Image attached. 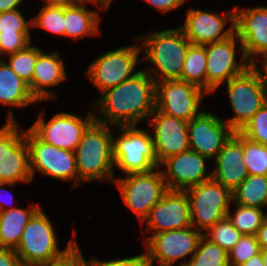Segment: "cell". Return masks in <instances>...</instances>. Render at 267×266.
<instances>
[{
  "label": "cell",
  "mask_w": 267,
  "mask_h": 266,
  "mask_svg": "<svg viewBox=\"0 0 267 266\" xmlns=\"http://www.w3.org/2000/svg\"><path fill=\"white\" fill-rule=\"evenodd\" d=\"M38 102L32 95L28 83L21 79L0 59V105L24 108Z\"/></svg>",
  "instance_id": "25"
},
{
  "label": "cell",
  "mask_w": 267,
  "mask_h": 266,
  "mask_svg": "<svg viewBox=\"0 0 267 266\" xmlns=\"http://www.w3.org/2000/svg\"><path fill=\"white\" fill-rule=\"evenodd\" d=\"M235 205L237 206L236 211L232 214L229 209L226 215L227 218L240 233L256 235L266 214L261 208L248 207L240 204Z\"/></svg>",
  "instance_id": "29"
},
{
  "label": "cell",
  "mask_w": 267,
  "mask_h": 266,
  "mask_svg": "<svg viewBox=\"0 0 267 266\" xmlns=\"http://www.w3.org/2000/svg\"><path fill=\"white\" fill-rule=\"evenodd\" d=\"M214 160L212 178L233 192L249 175L243 160V135L234 132Z\"/></svg>",
  "instance_id": "22"
},
{
  "label": "cell",
  "mask_w": 267,
  "mask_h": 266,
  "mask_svg": "<svg viewBox=\"0 0 267 266\" xmlns=\"http://www.w3.org/2000/svg\"><path fill=\"white\" fill-rule=\"evenodd\" d=\"M261 251L255 235L243 234L228 252L229 266H239Z\"/></svg>",
  "instance_id": "35"
},
{
  "label": "cell",
  "mask_w": 267,
  "mask_h": 266,
  "mask_svg": "<svg viewBox=\"0 0 267 266\" xmlns=\"http://www.w3.org/2000/svg\"><path fill=\"white\" fill-rule=\"evenodd\" d=\"M147 4L149 3L153 8L159 10V12L168 13L174 9L179 8L183 5L186 0H144Z\"/></svg>",
  "instance_id": "40"
},
{
  "label": "cell",
  "mask_w": 267,
  "mask_h": 266,
  "mask_svg": "<svg viewBox=\"0 0 267 266\" xmlns=\"http://www.w3.org/2000/svg\"><path fill=\"white\" fill-rule=\"evenodd\" d=\"M77 266H96L91 260L86 262L78 243H77Z\"/></svg>",
  "instance_id": "49"
},
{
  "label": "cell",
  "mask_w": 267,
  "mask_h": 266,
  "mask_svg": "<svg viewBox=\"0 0 267 266\" xmlns=\"http://www.w3.org/2000/svg\"><path fill=\"white\" fill-rule=\"evenodd\" d=\"M147 124L154 127L151 136L159 164L172 155L189 150L188 122L166 115L155 108Z\"/></svg>",
  "instance_id": "20"
},
{
  "label": "cell",
  "mask_w": 267,
  "mask_h": 266,
  "mask_svg": "<svg viewBox=\"0 0 267 266\" xmlns=\"http://www.w3.org/2000/svg\"><path fill=\"white\" fill-rule=\"evenodd\" d=\"M91 261L96 266H150L145 253L123 259H113L110 261H101L98 258H93Z\"/></svg>",
  "instance_id": "39"
},
{
  "label": "cell",
  "mask_w": 267,
  "mask_h": 266,
  "mask_svg": "<svg viewBox=\"0 0 267 266\" xmlns=\"http://www.w3.org/2000/svg\"><path fill=\"white\" fill-rule=\"evenodd\" d=\"M141 37H139L143 40L141 49L145 55L143 59L153 65L152 70L147 68L145 71L155 82L181 80L186 53L191 44L182 29L175 27L152 34L146 33Z\"/></svg>",
  "instance_id": "3"
},
{
  "label": "cell",
  "mask_w": 267,
  "mask_h": 266,
  "mask_svg": "<svg viewBox=\"0 0 267 266\" xmlns=\"http://www.w3.org/2000/svg\"><path fill=\"white\" fill-rule=\"evenodd\" d=\"M256 239L257 242L259 243L260 249L267 250V216L263 220L262 225L260 228L257 230L256 233Z\"/></svg>",
  "instance_id": "43"
},
{
  "label": "cell",
  "mask_w": 267,
  "mask_h": 266,
  "mask_svg": "<svg viewBox=\"0 0 267 266\" xmlns=\"http://www.w3.org/2000/svg\"><path fill=\"white\" fill-rule=\"evenodd\" d=\"M237 42L242 44L237 34L229 38L204 45L206 49V93H214L218 87L231 78L242 74L251 64L243 55L241 62L236 59Z\"/></svg>",
  "instance_id": "14"
},
{
  "label": "cell",
  "mask_w": 267,
  "mask_h": 266,
  "mask_svg": "<svg viewBox=\"0 0 267 266\" xmlns=\"http://www.w3.org/2000/svg\"><path fill=\"white\" fill-rule=\"evenodd\" d=\"M136 44L120 47L97 57L87 70V76L100 92L115 87L133 78L139 71L134 72L137 64L141 63L140 46Z\"/></svg>",
  "instance_id": "11"
},
{
  "label": "cell",
  "mask_w": 267,
  "mask_h": 266,
  "mask_svg": "<svg viewBox=\"0 0 267 266\" xmlns=\"http://www.w3.org/2000/svg\"><path fill=\"white\" fill-rule=\"evenodd\" d=\"M159 168L146 173L127 174V177L117 178L113 182L116 183L125 205L138 216L141 223L168 190Z\"/></svg>",
  "instance_id": "9"
},
{
  "label": "cell",
  "mask_w": 267,
  "mask_h": 266,
  "mask_svg": "<svg viewBox=\"0 0 267 266\" xmlns=\"http://www.w3.org/2000/svg\"><path fill=\"white\" fill-rule=\"evenodd\" d=\"M191 210V225L202 233L226 217L232 192L213 178L185 190Z\"/></svg>",
  "instance_id": "8"
},
{
  "label": "cell",
  "mask_w": 267,
  "mask_h": 266,
  "mask_svg": "<svg viewBox=\"0 0 267 266\" xmlns=\"http://www.w3.org/2000/svg\"><path fill=\"white\" fill-rule=\"evenodd\" d=\"M203 235L228 253L243 234L233 226L226 216L222 220L216 222L204 232Z\"/></svg>",
  "instance_id": "33"
},
{
  "label": "cell",
  "mask_w": 267,
  "mask_h": 266,
  "mask_svg": "<svg viewBox=\"0 0 267 266\" xmlns=\"http://www.w3.org/2000/svg\"><path fill=\"white\" fill-rule=\"evenodd\" d=\"M267 199V176L249 174L232 192V203L263 208Z\"/></svg>",
  "instance_id": "27"
},
{
  "label": "cell",
  "mask_w": 267,
  "mask_h": 266,
  "mask_svg": "<svg viewBox=\"0 0 267 266\" xmlns=\"http://www.w3.org/2000/svg\"><path fill=\"white\" fill-rule=\"evenodd\" d=\"M30 26L19 9L0 13V34L30 33Z\"/></svg>",
  "instance_id": "37"
},
{
  "label": "cell",
  "mask_w": 267,
  "mask_h": 266,
  "mask_svg": "<svg viewBox=\"0 0 267 266\" xmlns=\"http://www.w3.org/2000/svg\"><path fill=\"white\" fill-rule=\"evenodd\" d=\"M233 133L223 119L202 111L188 122L189 149L211 160Z\"/></svg>",
  "instance_id": "18"
},
{
  "label": "cell",
  "mask_w": 267,
  "mask_h": 266,
  "mask_svg": "<svg viewBox=\"0 0 267 266\" xmlns=\"http://www.w3.org/2000/svg\"><path fill=\"white\" fill-rule=\"evenodd\" d=\"M240 133L251 141L267 146V102L252 116Z\"/></svg>",
  "instance_id": "36"
},
{
  "label": "cell",
  "mask_w": 267,
  "mask_h": 266,
  "mask_svg": "<svg viewBox=\"0 0 267 266\" xmlns=\"http://www.w3.org/2000/svg\"><path fill=\"white\" fill-rule=\"evenodd\" d=\"M243 160L248 174L267 176V146L243 136Z\"/></svg>",
  "instance_id": "32"
},
{
  "label": "cell",
  "mask_w": 267,
  "mask_h": 266,
  "mask_svg": "<svg viewBox=\"0 0 267 266\" xmlns=\"http://www.w3.org/2000/svg\"><path fill=\"white\" fill-rule=\"evenodd\" d=\"M257 62L261 65L260 67H259ZM253 66H254V68L257 69L258 73L260 74V77H261V80L263 83V87H264V91H265L266 97H267V57H264L263 59H261L260 62L256 61L253 64ZM261 68H263V69H261Z\"/></svg>",
  "instance_id": "44"
},
{
  "label": "cell",
  "mask_w": 267,
  "mask_h": 266,
  "mask_svg": "<svg viewBox=\"0 0 267 266\" xmlns=\"http://www.w3.org/2000/svg\"><path fill=\"white\" fill-rule=\"evenodd\" d=\"M209 159L193 150L172 155L160 163L165 166L162 171L165 184L169 190L185 191L212 178L206 174V161Z\"/></svg>",
  "instance_id": "21"
},
{
  "label": "cell",
  "mask_w": 267,
  "mask_h": 266,
  "mask_svg": "<svg viewBox=\"0 0 267 266\" xmlns=\"http://www.w3.org/2000/svg\"><path fill=\"white\" fill-rule=\"evenodd\" d=\"M11 186V187H13V185H15V184H11V183H1L0 182V193L4 190L3 189V186ZM10 194V193H9ZM3 199V198H2ZM14 198H13V195L12 196H10V197H8V199H6V197L3 199L4 200V202L2 201V200H0V211H6V210H8V209H10L8 206H6V205H8V204H12L13 205V203L11 202L12 200H13ZM8 202H11V203H8ZM7 208V209H6Z\"/></svg>",
  "instance_id": "47"
},
{
  "label": "cell",
  "mask_w": 267,
  "mask_h": 266,
  "mask_svg": "<svg viewBox=\"0 0 267 266\" xmlns=\"http://www.w3.org/2000/svg\"><path fill=\"white\" fill-rule=\"evenodd\" d=\"M155 93V80L140 70L133 78L101 93L94 107L100 106L97 111L102 117L95 114V121L111 126L138 125L154 112Z\"/></svg>",
  "instance_id": "1"
},
{
  "label": "cell",
  "mask_w": 267,
  "mask_h": 266,
  "mask_svg": "<svg viewBox=\"0 0 267 266\" xmlns=\"http://www.w3.org/2000/svg\"><path fill=\"white\" fill-rule=\"evenodd\" d=\"M146 232L160 233L191 227V210L185 191L167 190L142 222Z\"/></svg>",
  "instance_id": "19"
},
{
  "label": "cell",
  "mask_w": 267,
  "mask_h": 266,
  "mask_svg": "<svg viewBox=\"0 0 267 266\" xmlns=\"http://www.w3.org/2000/svg\"><path fill=\"white\" fill-rule=\"evenodd\" d=\"M42 266H77V244L60 260Z\"/></svg>",
  "instance_id": "42"
},
{
  "label": "cell",
  "mask_w": 267,
  "mask_h": 266,
  "mask_svg": "<svg viewBox=\"0 0 267 266\" xmlns=\"http://www.w3.org/2000/svg\"><path fill=\"white\" fill-rule=\"evenodd\" d=\"M0 266H21L15 249L0 248Z\"/></svg>",
  "instance_id": "41"
},
{
  "label": "cell",
  "mask_w": 267,
  "mask_h": 266,
  "mask_svg": "<svg viewBox=\"0 0 267 266\" xmlns=\"http://www.w3.org/2000/svg\"><path fill=\"white\" fill-rule=\"evenodd\" d=\"M40 208L33 204L28 210L11 206L0 211V248L16 249L25 226Z\"/></svg>",
  "instance_id": "26"
},
{
  "label": "cell",
  "mask_w": 267,
  "mask_h": 266,
  "mask_svg": "<svg viewBox=\"0 0 267 266\" xmlns=\"http://www.w3.org/2000/svg\"><path fill=\"white\" fill-rule=\"evenodd\" d=\"M31 23L32 27L64 36V6H44L40 13L31 19Z\"/></svg>",
  "instance_id": "34"
},
{
  "label": "cell",
  "mask_w": 267,
  "mask_h": 266,
  "mask_svg": "<svg viewBox=\"0 0 267 266\" xmlns=\"http://www.w3.org/2000/svg\"><path fill=\"white\" fill-rule=\"evenodd\" d=\"M202 236L203 233L192 226L155 233L143 238L146 244L144 253L150 266L155 260L159 266H174L177 260L194 255Z\"/></svg>",
  "instance_id": "12"
},
{
  "label": "cell",
  "mask_w": 267,
  "mask_h": 266,
  "mask_svg": "<svg viewBox=\"0 0 267 266\" xmlns=\"http://www.w3.org/2000/svg\"><path fill=\"white\" fill-rule=\"evenodd\" d=\"M41 52L39 47L29 44L21 51L9 54V62L5 58L3 60L21 79L29 84L32 81L33 69Z\"/></svg>",
  "instance_id": "31"
},
{
  "label": "cell",
  "mask_w": 267,
  "mask_h": 266,
  "mask_svg": "<svg viewBox=\"0 0 267 266\" xmlns=\"http://www.w3.org/2000/svg\"><path fill=\"white\" fill-rule=\"evenodd\" d=\"M6 120V124L0 128V182L30 183L33 179L26 130L18 131L20 123L15 120L12 109H9Z\"/></svg>",
  "instance_id": "6"
},
{
  "label": "cell",
  "mask_w": 267,
  "mask_h": 266,
  "mask_svg": "<svg viewBox=\"0 0 267 266\" xmlns=\"http://www.w3.org/2000/svg\"><path fill=\"white\" fill-rule=\"evenodd\" d=\"M206 49L204 45L190 44L181 74V80L206 92Z\"/></svg>",
  "instance_id": "28"
},
{
  "label": "cell",
  "mask_w": 267,
  "mask_h": 266,
  "mask_svg": "<svg viewBox=\"0 0 267 266\" xmlns=\"http://www.w3.org/2000/svg\"><path fill=\"white\" fill-rule=\"evenodd\" d=\"M58 242L54 226L40 208L25 226L15 252L23 265H43L60 260L77 244L72 239L60 250Z\"/></svg>",
  "instance_id": "4"
},
{
  "label": "cell",
  "mask_w": 267,
  "mask_h": 266,
  "mask_svg": "<svg viewBox=\"0 0 267 266\" xmlns=\"http://www.w3.org/2000/svg\"><path fill=\"white\" fill-rule=\"evenodd\" d=\"M227 23L231 26L225 30ZM179 27L194 45L225 40L235 33V8L219 15L191 8L186 13L185 23Z\"/></svg>",
  "instance_id": "16"
},
{
  "label": "cell",
  "mask_w": 267,
  "mask_h": 266,
  "mask_svg": "<svg viewBox=\"0 0 267 266\" xmlns=\"http://www.w3.org/2000/svg\"><path fill=\"white\" fill-rule=\"evenodd\" d=\"M206 94L201 88L182 80L156 82L155 108L189 122L203 111L198 110Z\"/></svg>",
  "instance_id": "15"
},
{
  "label": "cell",
  "mask_w": 267,
  "mask_h": 266,
  "mask_svg": "<svg viewBox=\"0 0 267 266\" xmlns=\"http://www.w3.org/2000/svg\"><path fill=\"white\" fill-rule=\"evenodd\" d=\"M25 139L32 179L37 171L58 180H72L73 187L78 185L75 152L45 143L30 128L25 132Z\"/></svg>",
  "instance_id": "10"
},
{
  "label": "cell",
  "mask_w": 267,
  "mask_h": 266,
  "mask_svg": "<svg viewBox=\"0 0 267 266\" xmlns=\"http://www.w3.org/2000/svg\"><path fill=\"white\" fill-rule=\"evenodd\" d=\"M122 134L114 139L113 161L114 166L123 173H146L160 167L158 163L152 136L149 130H142L137 125L116 126Z\"/></svg>",
  "instance_id": "5"
},
{
  "label": "cell",
  "mask_w": 267,
  "mask_h": 266,
  "mask_svg": "<svg viewBox=\"0 0 267 266\" xmlns=\"http://www.w3.org/2000/svg\"><path fill=\"white\" fill-rule=\"evenodd\" d=\"M92 2L101 10L107 12V6L98 0H80L79 2L64 7V36L81 39L85 36L99 33L100 15L98 10L86 8V4Z\"/></svg>",
  "instance_id": "24"
},
{
  "label": "cell",
  "mask_w": 267,
  "mask_h": 266,
  "mask_svg": "<svg viewBox=\"0 0 267 266\" xmlns=\"http://www.w3.org/2000/svg\"><path fill=\"white\" fill-rule=\"evenodd\" d=\"M267 205V199H266V202H265V206ZM266 216H267V211L265 212Z\"/></svg>",
  "instance_id": "54"
},
{
  "label": "cell",
  "mask_w": 267,
  "mask_h": 266,
  "mask_svg": "<svg viewBox=\"0 0 267 266\" xmlns=\"http://www.w3.org/2000/svg\"><path fill=\"white\" fill-rule=\"evenodd\" d=\"M44 113L41 112L30 129L45 143L73 152L83 132L95 120L94 111L89 110L85 119L77 114L61 112L46 123Z\"/></svg>",
  "instance_id": "13"
},
{
  "label": "cell",
  "mask_w": 267,
  "mask_h": 266,
  "mask_svg": "<svg viewBox=\"0 0 267 266\" xmlns=\"http://www.w3.org/2000/svg\"><path fill=\"white\" fill-rule=\"evenodd\" d=\"M21 266H42V265H23V264H21Z\"/></svg>",
  "instance_id": "53"
},
{
  "label": "cell",
  "mask_w": 267,
  "mask_h": 266,
  "mask_svg": "<svg viewBox=\"0 0 267 266\" xmlns=\"http://www.w3.org/2000/svg\"><path fill=\"white\" fill-rule=\"evenodd\" d=\"M64 60L58 52L45 53L42 51L33 69L32 81L28 84L33 97L39 102L50 100L56 94L49 87L57 86L67 80ZM47 88V89H46Z\"/></svg>",
  "instance_id": "23"
},
{
  "label": "cell",
  "mask_w": 267,
  "mask_h": 266,
  "mask_svg": "<svg viewBox=\"0 0 267 266\" xmlns=\"http://www.w3.org/2000/svg\"><path fill=\"white\" fill-rule=\"evenodd\" d=\"M111 125L93 121L83 132L75 150L78 184L109 181L113 184V132Z\"/></svg>",
  "instance_id": "2"
},
{
  "label": "cell",
  "mask_w": 267,
  "mask_h": 266,
  "mask_svg": "<svg viewBox=\"0 0 267 266\" xmlns=\"http://www.w3.org/2000/svg\"><path fill=\"white\" fill-rule=\"evenodd\" d=\"M185 262L192 266H229L228 253L204 235L199 240L194 255Z\"/></svg>",
  "instance_id": "30"
},
{
  "label": "cell",
  "mask_w": 267,
  "mask_h": 266,
  "mask_svg": "<svg viewBox=\"0 0 267 266\" xmlns=\"http://www.w3.org/2000/svg\"><path fill=\"white\" fill-rule=\"evenodd\" d=\"M31 43L30 33L0 34V59L25 49Z\"/></svg>",
  "instance_id": "38"
},
{
  "label": "cell",
  "mask_w": 267,
  "mask_h": 266,
  "mask_svg": "<svg viewBox=\"0 0 267 266\" xmlns=\"http://www.w3.org/2000/svg\"><path fill=\"white\" fill-rule=\"evenodd\" d=\"M45 1V6H69L79 2L80 0H43Z\"/></svg>",
  "instance_id": "48"
},
{
  "label": "cell",
  "mask_w": 267,
  "mask_h": 266,
  "mask_svg": "<svg viewBox=\"0 0 267 266\" xmlns=\"http://www.w3.org/2000/svg\"><path fill=\"white\" fill-rule=\"evenodd\" d=\"M263 261L264 266H267V250H263Z\"/></svg>",
  "instance_id": "50"
},
{
  "label": "cell",
  "mask_w": 267,
  "mask_h": 266,
  "mask_svg": "<svg viewBox=\"0 0 267 266\" xmlns=\"http://www.w3.org/2000/svg\"><path fill=\"white\" fill-rule=\"evenodd\" d=\"M240 10L235 7V33L242 44V55L253 65L260 56L267 57V6Z\"/></svg>",
  "instance_id": "17"
},
{
  "label": "cell",
  "mask_w": 267,
  "mask_h": 266,
  "mask_svg": "<svg viewBox=\"0 0 267 266\" xmlns=\"http://www.w3.org/2000/svg\"><path fill=\"white\" fill-rule=\"evenodd\" d=\"M178 266H192L189 262H183L181 264H178Z\"/></svg>",
  "instance_id": "52"
},
{
  "label": "cell",
  "mask_w": 267,
  "mask_h": 266,
  "mask_svg": "<svg viewBox=\"0 0 267 266\" xmlns=\"http://www.w3.org/2000/svg\"><path fill=\"white\" fill-rule=\"evenodd\" d=\"M23 0H0V13L17 10Z\"/></svg>",
  "instance_id": "45"
},
{
  "label": "cell",
  "mask_w": 267,
  "mask_h": 266,
  "mask_svg": "<svg viewBox=\"0 0 267 266\" xmlns=\"http://www.w3.org/2000/svg\"><path fill=\"white\" fill-rule=\"evenodd\" d=\"M239 266H264L263 251L261 250L257 255H254Z\"/></svg>",
  "instance_id": "46"
},
{
  "label": "cell",
  "mask_w": 267,
  "mask_h": 266,
  "mask_svg": "<svg viewBox=\"0 0 267 266\" xmlns=\"http://www.w3.org/2000/svg\"><path fill=\"white\" fill-rule=\"evenodd\" d=\"M227 84V93L234 117L226 123L234 132H240L252 116L267 102L263 83L253 65L242 74L231 78Z\"/></svg>",
  "instance_id": "7"
},
{
  "label": "cell",
  "mask_w": 267,
  "mask_h": 266,
  "mask_svg": "<svg viewBox=\"0 0 267 266\" xmlns=\"http://www.w3.org/2000/svg\"><path fill=\"white\" fill-rule=\"evenodd\" d=\"M98 1L103 2V3L107 6L108 9H109V7H110V4L113 3V2H112L113 0H98Z\"/></svg>",
  "instance_id": "51"
}]
</instances>
